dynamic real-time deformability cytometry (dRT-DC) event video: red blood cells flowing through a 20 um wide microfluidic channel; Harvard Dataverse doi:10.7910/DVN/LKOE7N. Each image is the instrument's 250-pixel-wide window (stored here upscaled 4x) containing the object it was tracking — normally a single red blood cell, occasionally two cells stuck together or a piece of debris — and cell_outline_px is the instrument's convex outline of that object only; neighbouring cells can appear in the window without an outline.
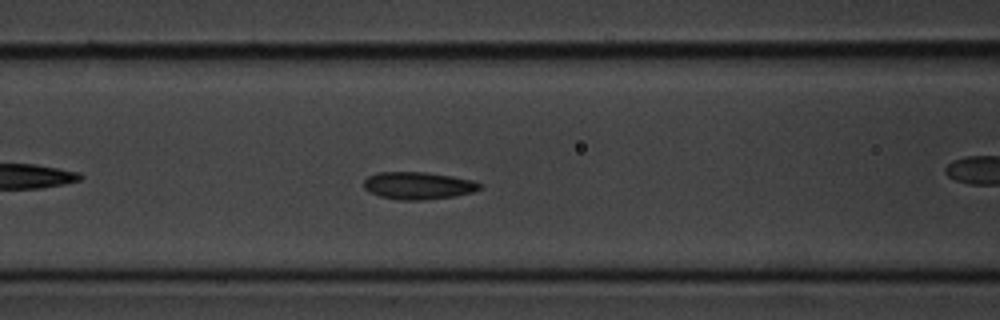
{"species": "common noctule bat (a hibernating species)", "species_latin": "Nyctalus noctula", "temperature_condition": "cold", "stored_images_in_passage": 54, "camera_frame_rate_fps": 3000, "um_per_image_px": 0.085, "animal": {"sex": "male", "body_mass_g": 20.1, "forearm_length_mm": 53.5}, "frame": {"image": 1, "passage_image": 20, "time_ms": 6.333, "image_size_px": [1000, 320], "cell_outline_px": [[484, 184], [480, 188], [472, 192], [452, 196], [424, 200], [400, 200], [380, 196], [368, 192], [364, 188], [364, 180], [368, 176], [376, 172], [424, 172], [452, 176], [472, 180]], "centroid_in_image_um": [35.52, 15.77], "position_along_channel_um": 131.1, "area_um2": 18.5}}
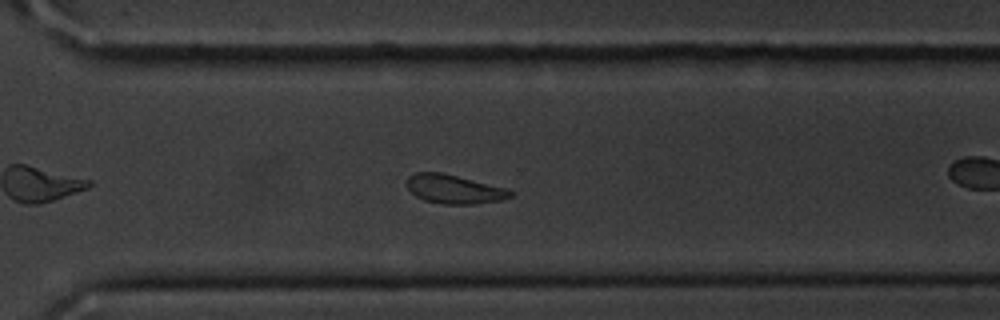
{"frame": {"image": 2, "passage_image": 37, "time_ms": 12.0, "image_size_px": [1000, 320], "cell_outline_px": [[512, 196], [500, 200], [476, 204], [440, 204], [424, 200], [416, 196], [408, 188], [408, 176], [416, 172], [440, 172], [508, 188], [512, 192]], "centroid_in_image_um": [38.61, 16.08], "position_along_channel_um": 332.0, "area_um2": 17.34}}
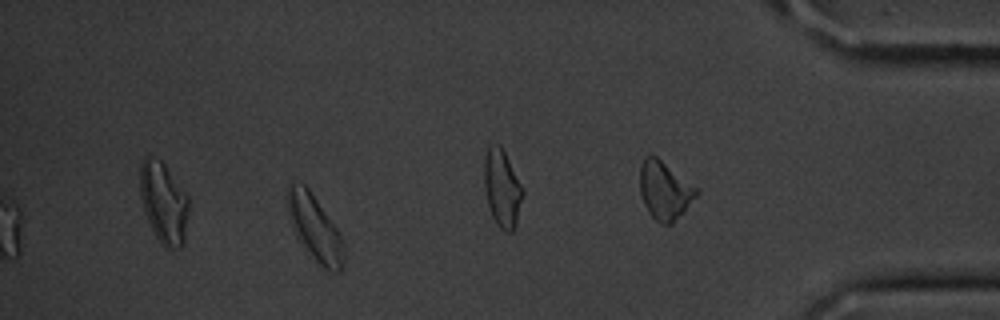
{"frame": {"image": 3, "passage_image": 48, "time_ms": 15.667, "image_size_px": [1000, 320], "cell_outline_px": [[344, 268], [340, 272], [328, 272], [316, 260], [296, 236], [292, 228], [288, 208], [288, 188], [292, 180], [304, 184], [308, 188], [336, 228], [344, 244]], "centroid_in_image_um": [26.78, 19.4], "position_along_channel_um": 408.4, "area_um2": 21.1}, "authors_computed_cell_mechanics": {"area_um2": 18.3804, "velocity_mm_per_s": 3.5454, "shape_relaxation_time_tau1_ms": 2.5343, "shape_relaxation_time_tau2_ms": 4.6362, "deformation_change_tau1": 0.0689, "deformation_change_tau2": 0.1084}}